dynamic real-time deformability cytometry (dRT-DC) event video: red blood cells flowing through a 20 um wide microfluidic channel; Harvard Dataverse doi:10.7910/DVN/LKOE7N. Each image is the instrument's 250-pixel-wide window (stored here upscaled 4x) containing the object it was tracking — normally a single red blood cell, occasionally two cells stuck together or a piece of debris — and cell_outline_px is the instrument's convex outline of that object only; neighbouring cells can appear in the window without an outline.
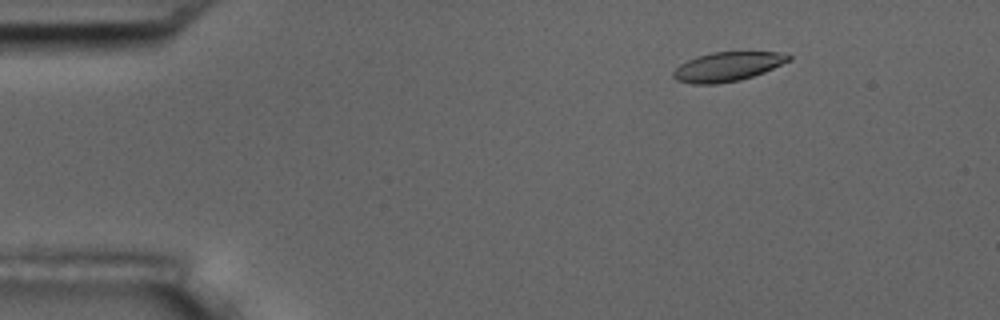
{"species": "common noctule bat (a hibernating species)", "species_latin": "Nyctalus noctula", "temperature_condition": "room temperature", "stored_images_in_passage": 5, "camera_frame_rate_fps": 3000, "um_per_image_px": 0.085, "animal": {"sex": "male", "body_mass_g": 17.5, "forearm_length_mm": 52.3}, "frame": {"image": 1, "passage_image": 3, "time_ms": 0.667, "image_size_px": [1000, 320], "cell_outline_px": [[792, 60], [764, 72], [740, 80], [716, 84], [692, 84], [676, 80], [672, 76], [672, 72], [680, 64], [696, 56], [712, 52], [776, 52], [792, 56]], "centroid_in_image_um": [61.82, 5.67], "position_along_channel_um": 23.2, "area_um2": 19.65}}